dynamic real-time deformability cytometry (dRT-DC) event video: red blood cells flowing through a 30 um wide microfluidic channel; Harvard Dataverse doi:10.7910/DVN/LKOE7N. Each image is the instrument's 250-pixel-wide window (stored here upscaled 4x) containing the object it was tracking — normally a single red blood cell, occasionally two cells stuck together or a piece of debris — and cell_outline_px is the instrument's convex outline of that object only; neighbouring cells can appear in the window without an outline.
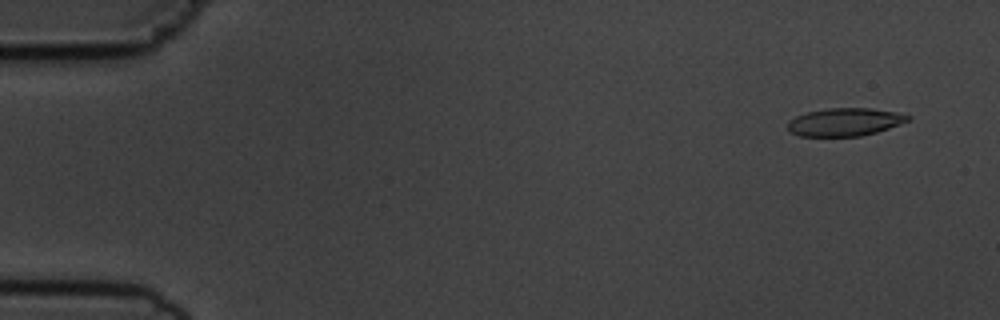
{"species": "common noctule bat (a hibernating species)", "species_latin": "Nyctalus noctula", "temperature_condition": "cold", "stored_images_in_passage": 56, "camera_frame_rate_fps": 3000, "um_per_image_px": 0.085, "animal": {"sex": "male", "body_mass_g": 19.5, "forearm_length_mm": 54.6}, "frame": {"image": 1, "passage_image": 4, "time_ms": 1.0, "image_size_px": [1000, 320], "cell_outline_px": [[912, 116], [908, 120], [888, 128], [876, 132], [860, 136], [800, 136], [792, 132], [788, 128], [788, 120], [796, 116], [808, 112], [828, 108], [872, 108], [896, 112]], "centroid_in_image_um": [71.8, 10.36], "position_along_channel_um": 13.2, "area_um2": 19.36}}
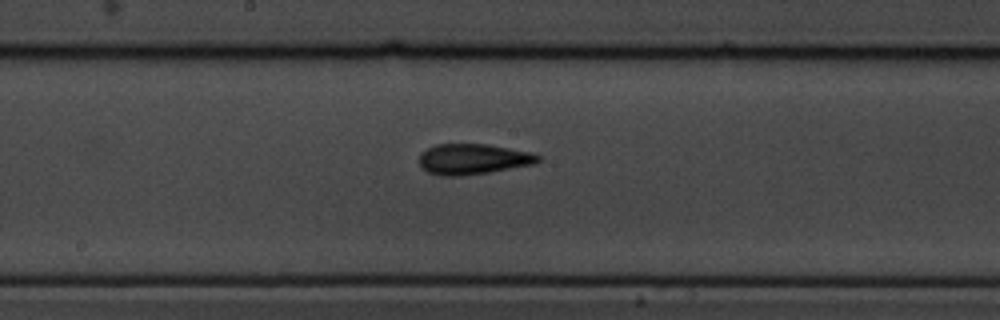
{"frame": {"image": 2, "passage_image": 30, "time_ms": 9.667, "image_size_px": [1000, 320], "cell_outline_px": [[540, 160], [536, 164], [488, 172], [460, 176], [440, 176], [428, 172], [420, 168], [420, 152], [436, 144], [488, 144], [532, 152], [540, 156]], "centroid_in_image_um": [40.2, 13.52], "position_along_channel_um": 208.0, "area_um2": 21.33}}
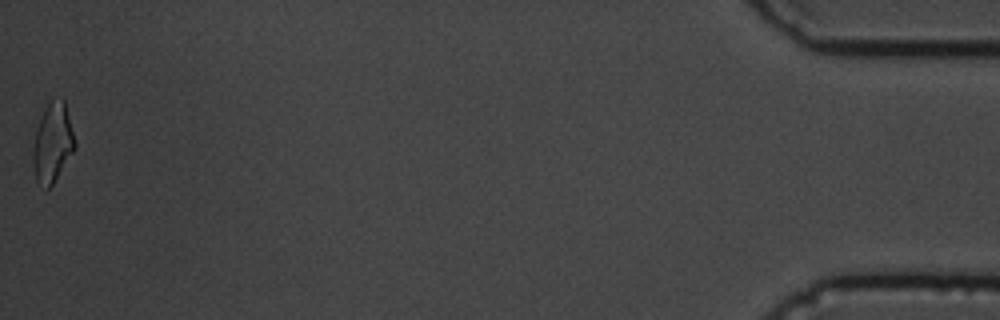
{"frame": {"image": 3, "passage_image": 56, "time_ms": 18.333, "image_size_px": [1000, 320], "cell_outline_px": [[76, 148], [52, 184], [48, 188], [36, 180], [32, 160], [32, 152], [36, 132], [44, 108], [52, 100], [64, 100], [76, 144]], "centroid_in_image_um": [4.47, 12.15], "position_along_channel_um": 430.7, "area_um2": 18.73}, "authors_computed_cell_mechanics": {"area_um2": 20.0566, "velocity_mm_per_s": 3.6294, "shape_relaxation_time_tau1_ms": 4.4519, "shape_relaxation_time_tau2_ms": 2.8626, "deformation_change_tau1": 0.1528, "deformation_change_tau2": 0.123}}